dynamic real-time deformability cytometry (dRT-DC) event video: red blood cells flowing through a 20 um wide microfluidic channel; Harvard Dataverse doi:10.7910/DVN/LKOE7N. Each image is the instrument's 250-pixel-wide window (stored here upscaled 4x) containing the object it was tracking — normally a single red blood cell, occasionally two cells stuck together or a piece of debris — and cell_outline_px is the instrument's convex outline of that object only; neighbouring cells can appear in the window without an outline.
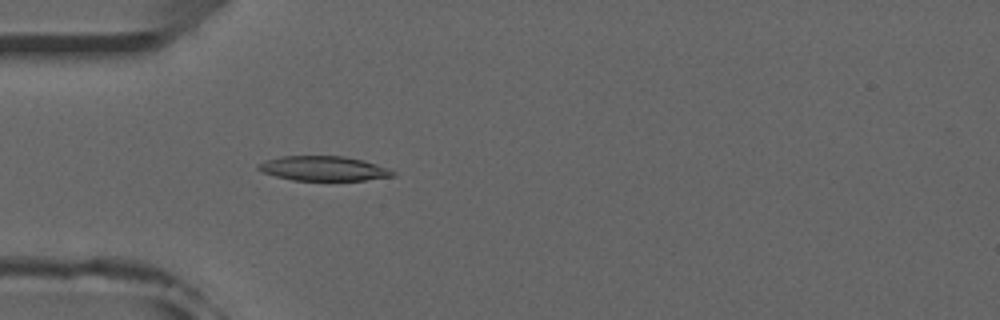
{"species": "common noctule bat (a hibernating species)", "species_latin": "Nyctalus noctula", "temperature_condition": "room temperature", "stored_images_in_passage": 51, "camera_frame_rate_fps": 3000, "um_per_image_px": 0.085, "animal": {"sex": "male", "forearm_length_mm": 52.5}, "frame": {"image": 1, "passage_image": 15, "time_ms": 4.667, "image_size_px": [1000, 320], "cell_outline_px": [[396, 176], [364, 180], [292, 180], [276, 176], [264, 172], [256, 168], [256, 164], [264, 160], [280, 156], [344, 156], [364, 160], [388, 168], [396, 172]], "centroid_in_image_um": [27.5, 14.31], "position_along_channel_um": 57.5, "area_um2": 19.42}}
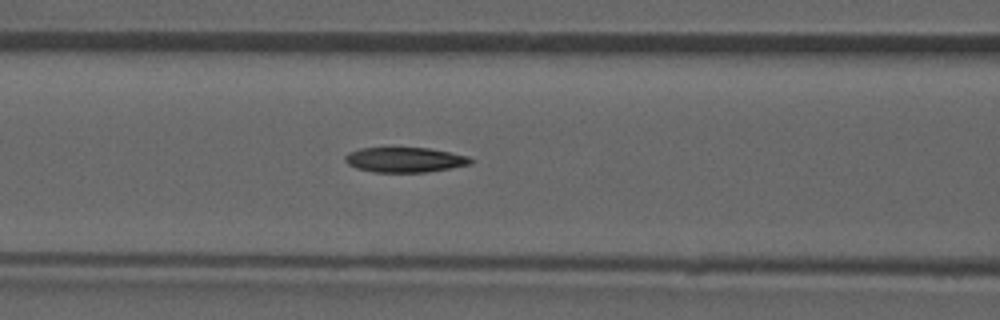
{"frame": {"image": 2, "passage_image": 21, "time_ms": 6.667, "image_size_px": [1000, 320], "cell_outline_px": [[472, 160], [468, 164], [448, 168], [424, 172], [372, 172], [356, 168], [348, 164], [344, 160], [344, 156], [348, 152], [360, 148], [428, 148], [468, 156]], "centroid_in_image_um": [34.32, 13.58], "position_along_channel_um": 132.3, "area_um2": 18.03}}
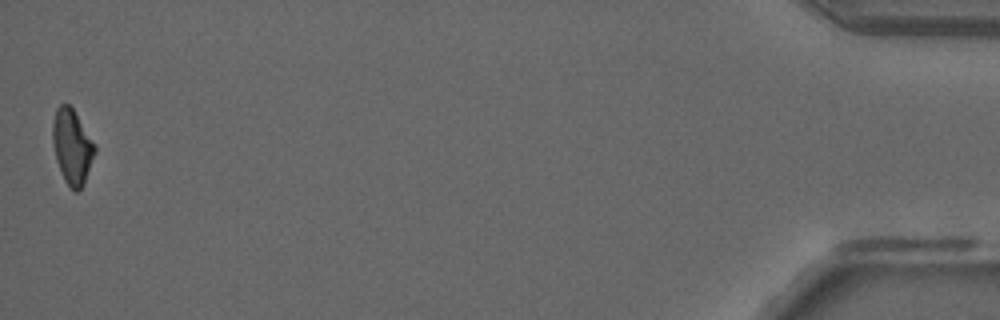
{"frame": {"image": 3, "passage_image": 51, "time_ms": 16.667, "image_size_px": [1000, 320], "cell_outline_px": [[96, 152], [84, 184], [76, 192], [72, 192], [64, 180], [56, 160], [52, 140], [52, 124], [56, 108], [60, 104], [68, 104], [72, 108], [96, 148]], "centroid_in_image_um": [6.11, 12.51], "position_along_channel_um": 429.1, "area_um2": 18.21}, "authors_computed_cell_mechanics": {"area_um2": 19.4208, "velocity_mm_per_s": 3.9461, "shape_relaxation_time_tau1_ms": 9.5198, "shape_relaxation_time_tau2_ms": 4.5049, "deformation_change_tau1": 0.2263, "deformation_change_tau2": 0.1314}}